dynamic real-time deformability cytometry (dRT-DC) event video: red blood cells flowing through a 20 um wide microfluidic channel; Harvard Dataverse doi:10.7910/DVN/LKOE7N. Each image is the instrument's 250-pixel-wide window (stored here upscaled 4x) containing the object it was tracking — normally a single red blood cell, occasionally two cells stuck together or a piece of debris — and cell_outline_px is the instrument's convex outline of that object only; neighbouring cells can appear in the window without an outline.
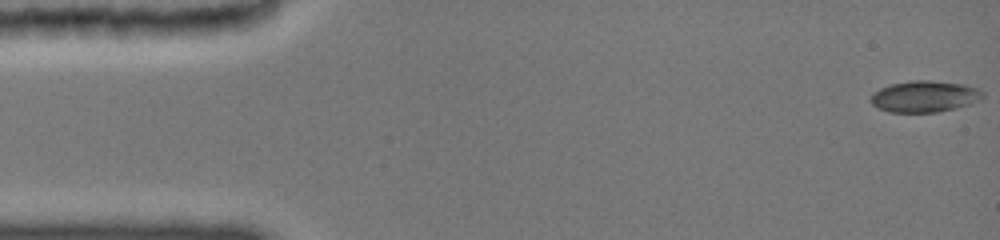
{"species": "common noctule bat (a hibernating species)", "species_latin": "Nyctalus noctula", "temperature_condition": "cold", "stored_images_in_passage": 46, "camera_frame_rate_fps": 3000, "um_per_image_px": 0.085, "animal": {"sex": "female", "body_mass_g": 19.0, "forearm_length_mm": 51.5}, "frame": {"image": 1, "passage_image": 1, "time_ms": 0.0, "image_size_px": [1000, 240], "cell_outline_px": [[984, 96], [980, 100], [956, 108], [936, 112], [892, 112], [880, 108], [872, 104], [872, 92], [880, 88], [892, 84], [912, 80], [928, 80], [964, 84], [976, 88], [984, 92]], "centroid_in_image_um": [78.61, 8.19], "position_along_channel_um": 6.4, "area_um2": 20.29}}
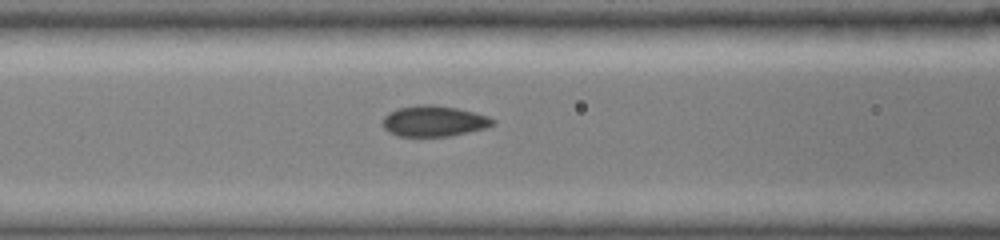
{"frame": {"image": 2, "passage_image": 19, "time_ms": 6.333, "image_size_px": [1000, 240], "cell_outline_px": [[496, 120], [492, 124], [484, 128], [448, 136], [400, 136], [388, 132], [384, 128], [384, 116], [400, 108], [416, 104], [432, 104], [456, 108], [488, 116]], "centroid_in_image_um": [36.87, 10.29], "position_along_channel_um": 129.7, "area_um2": 19.36}}
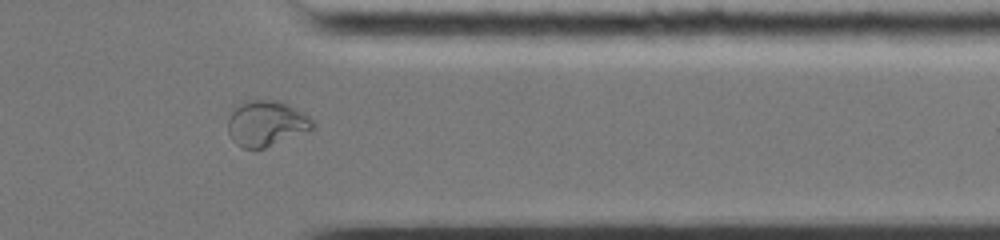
{"frame": {"image": 3, "passage_image": 39, "time_ms": 13.0, "image_size_px": [1000, 240], "cell_outline_px": [[316, 124], [312, 128], [264, 148], [244, 148], [236, 144], [232, 140], [228, 132], [228, 120], [232, 104], [248, 100], [276, 100], [304, 112]], "centroid_in_image_um": [22.55, 10.45], "position_along_channel_um": 388.8, "area_um2": 22.43}}